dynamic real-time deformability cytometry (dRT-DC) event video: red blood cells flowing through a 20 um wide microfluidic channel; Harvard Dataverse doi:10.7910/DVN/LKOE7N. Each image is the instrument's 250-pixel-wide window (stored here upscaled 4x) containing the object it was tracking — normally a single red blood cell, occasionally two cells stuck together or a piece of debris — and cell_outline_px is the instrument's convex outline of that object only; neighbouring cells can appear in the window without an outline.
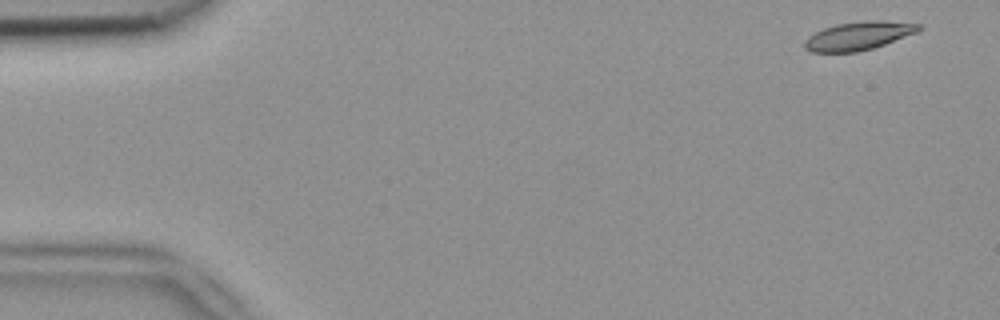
{"species": "common noctule bat (a hibernating species)", "species_latin": "Nyctalus noctula", "temperature_condition": "room temperature", "stored_images_in_passage": 4, "camera_frame_rate_fps": 3000, "um_per_image_px": 0.085, "animal": {"sex": "female", "body_mass_g": 18.4}, "frame": {"image": 1, "passage_image": 1, "time_ms": 0.0, "image_size_px": [1000, 320], "cell_outline_px": [[924, 28], [916, 32], [884, 44], [872, 48], [856, 52], [812, 52], [804, 48], [804, 40], [808, 36], [824, 28], [836, 24], [864, 20], [880, 20], [920, 24]], "centroid_in_image_um": [72.95, 3.04], "position_along_channel_um": 12.0, "area_um2": 18.79}}
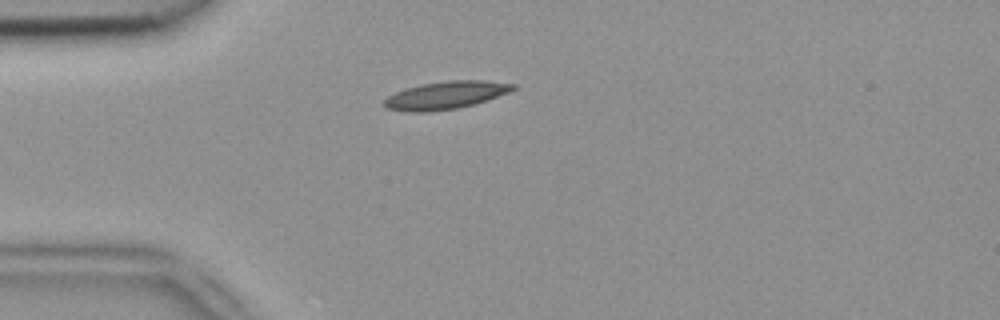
{"frame": {"image": 2, "passage_image": 4, "time_ms": 1.0, "image_size_px": [1000, 320], "cell_outline_px": [[516, 88], [508, 92], [488, 100], [456, 108], [428, 112], [408, 112], [384, 108], [384, 100], [388, 96], [396, 92], [420, 84], [448, 80], [484, 80], [516, 84]], "centroid_in_image_um": [37.87, 8.09], "position_along_channel_um": 47.1, "area_um2": 20.75}}